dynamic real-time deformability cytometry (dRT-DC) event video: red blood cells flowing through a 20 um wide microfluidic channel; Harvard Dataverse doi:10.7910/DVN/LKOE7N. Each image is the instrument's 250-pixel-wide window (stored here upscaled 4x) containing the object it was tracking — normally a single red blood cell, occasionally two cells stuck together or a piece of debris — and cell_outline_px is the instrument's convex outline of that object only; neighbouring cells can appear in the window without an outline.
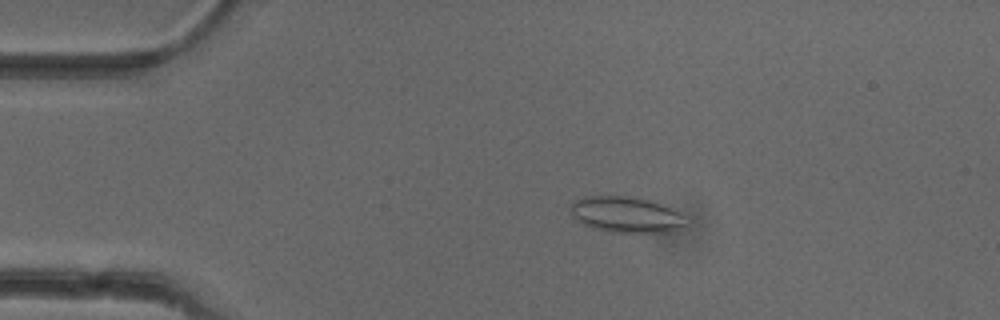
{"species": "common noctule bat (a hibernating species)", "species_latin": "Nyctalus noctula", "temperature_condition": "cold", "stored_images_in_passage": 51, "camera_frame_rate_fps": 3000, "um_per_image_px": 0.085, "animal": {"sex": "female"}, "frame": {"image": 1, "passage_image": 10, "time_ms": 3.0, "image_size_px": [1000, 320], "cell_outline_px": [[692, 224], [688, 228], [672, 232], [612, 232], [596, 228], [584, 224], [576, 220], [572, 216], [572, 200], [584, 196], [632, 196], [648, 200], [672, 208], [688, 216], [692, 220]], "centroid_in_image_um": [53.38, 18.25], "position_along_channel_um": 31.6, "area_um2": 24.8}}
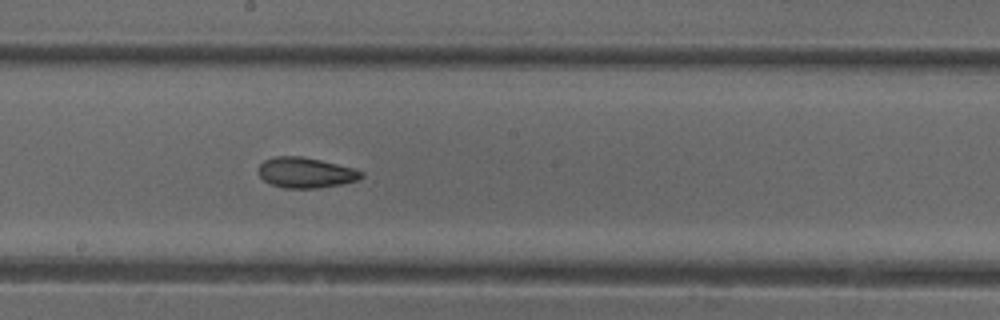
{"frame": {"image": 2, "passage_image": 28, "time_ms": 9.0, "image_size_px": [1000, 320], "cell_outline_px": [[364, 176], [356, 180], [340, 184], [316, 188], [284, 188], [272, 184], [264, 180], [260, 176], [260, 164], [264, 160], [276, 156], [300, 156], [320, 160], [356, 168], [364, 172]], "centroid_in_image_um": [26.01, 14.67], "position_along_channel_um": 222.2, "area_um2": 18.09}}
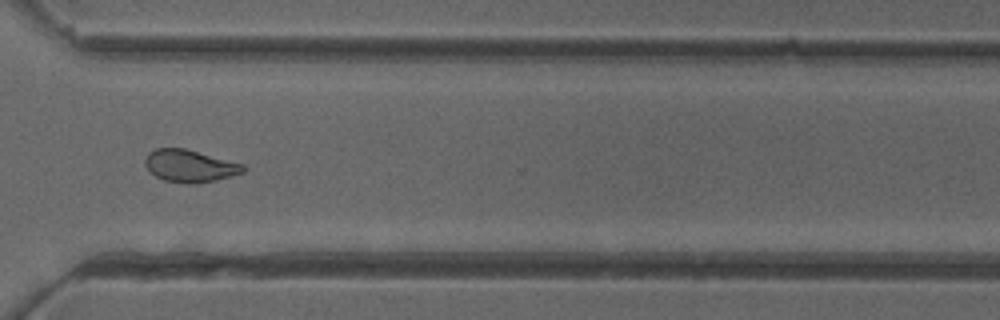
{"frame": {"image": 3, "passage_image": 38, "time_ms": 12.333, "image_size_px": [1000, 320], "cell_outline_px": [[248, 168], [244, 172], [232, 176], [216, 180], [188, 184], [164, 180], [156, 176], [144, 164], [144, 160], [148, 152], [156, 148], [184, 148], [244, 164]], "centroid_in_image_um": [16.15, 14.1], "position_along_channel_um": 354.4, "area_um2": 18.44}, "authors_computed_cell_mechanics": {"area_um2": 19.0162, "velocity_mm_per_s": 3.9831, "shape_relaxation_time_tau1_ms": null, "shape_relaxation_time_tau2_ms": 3.1223, "deformation_change_tau1": null, "deformation_change_tau2": 0.1033}}